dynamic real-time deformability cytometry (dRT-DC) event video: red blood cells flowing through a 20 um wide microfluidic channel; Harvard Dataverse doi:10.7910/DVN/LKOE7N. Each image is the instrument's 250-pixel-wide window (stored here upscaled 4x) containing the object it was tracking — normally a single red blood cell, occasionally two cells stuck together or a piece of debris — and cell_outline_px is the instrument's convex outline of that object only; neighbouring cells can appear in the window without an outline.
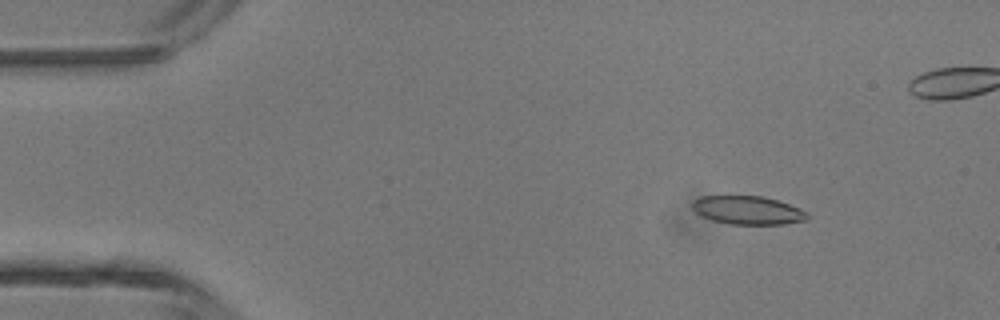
{"species": "common noctule bat (a hibernating species)", "species_latin": "Nyctalus noctula", "temperature_condition": "room temperature", "stored_images_in_passage": 5, "camera_frame_rate_fps": 3000, "um_per_image_px": 0.085, "animal": {"sex": "male", "body_mass_g": 13.3}, "frame": {"image": 1, "passage_image": 2, "time_ms": 0.333, "image_size_px": [1000, 320], "cell_outline_px": [[808, 220], [784, 224], [728, 224], [712, 220], [700, 216], [692, 208], [692, 200], [700, 196], [764, 196], [800, 208], [808, 212]], "centroid_in_image_um": [63.55, 17.87], "position_along_channel_um": 21.5, "area_um2": 19.19}}